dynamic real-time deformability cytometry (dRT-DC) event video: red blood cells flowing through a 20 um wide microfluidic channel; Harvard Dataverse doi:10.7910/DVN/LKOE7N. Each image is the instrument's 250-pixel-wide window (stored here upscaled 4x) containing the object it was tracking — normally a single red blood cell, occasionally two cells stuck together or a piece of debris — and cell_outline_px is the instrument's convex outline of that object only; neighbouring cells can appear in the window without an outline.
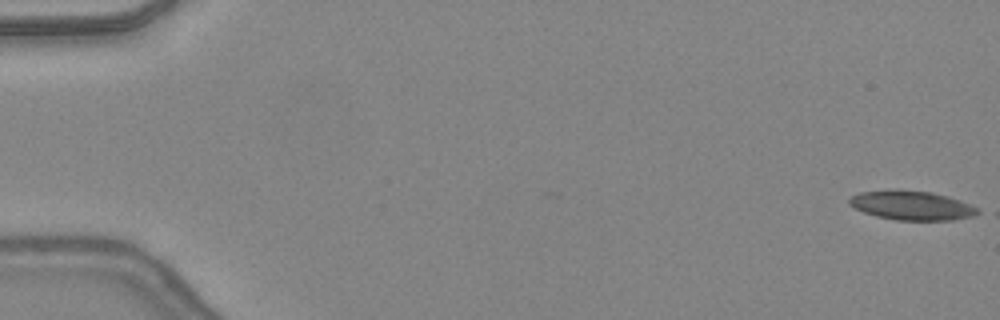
{"species": "common noctule bat (a hibernating species)", "species_latin": "Nyctalus noctula", "temperature_condition": "warm", "stored_images_in_passage": 7, "camera_frame_rate_fps": 3000, "um_per_image_px": 0.085, "animal": {"sex": "female", "body_mass_g": 24.6, "forearm_length_mm": 56.2}, "frame": {"image": 1, "passage_image": 1, "time_ms": 0.0, "image_size_px": [1000, 320], "cell_outline_px": [[980, 212], [972, 216], [952, 220], [896, 220], [876, 216], [864, 212], [848, 204], [848, 200], [852, 196], [860, 192], [932, 192], [948, 196], [960, 200], [976, 208]], "centroid_in_image_um": [77.52, 17.5], "position_along_channel_um": 7.5, "area_um2": 20.92}}